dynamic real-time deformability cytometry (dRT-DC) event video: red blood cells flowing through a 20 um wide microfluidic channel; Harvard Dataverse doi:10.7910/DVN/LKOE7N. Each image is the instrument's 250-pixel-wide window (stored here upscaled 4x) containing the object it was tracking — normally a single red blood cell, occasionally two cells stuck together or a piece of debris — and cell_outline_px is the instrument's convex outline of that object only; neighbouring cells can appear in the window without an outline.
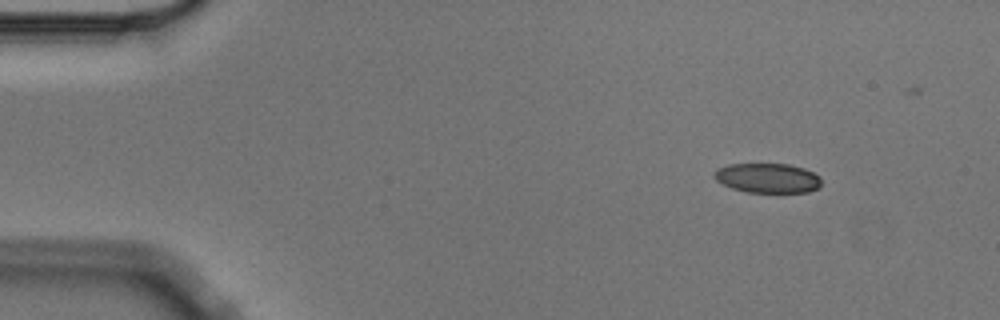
{"species": "Egyptian fruit bat (a non-hibernating species)", "species_latin": "Rousettus aegyptiacus", "temperature_condition": "cold", "stored_images_in_passage": 3, "camera_frame_rate_fps": 3000, "um_per_image_px": 0.085, "animal": {"sex": "male"}, "frame": {"image": 1, "passage_image": 1, "time_ms": 0.0, "image_size_px": [1000, 320], "cell_outline_px": [[820, 188], [808, 192], [748, 192], [732, 188], [716, 180], [712, 176], [712, 172], [716, 168], [728, 164], [788, 164], [804, 168], [820, 176]], "centroid_in_image_um": [65.22, 15.13], "position_along_channel_um": 19.8, "area_um2": 18.61}}
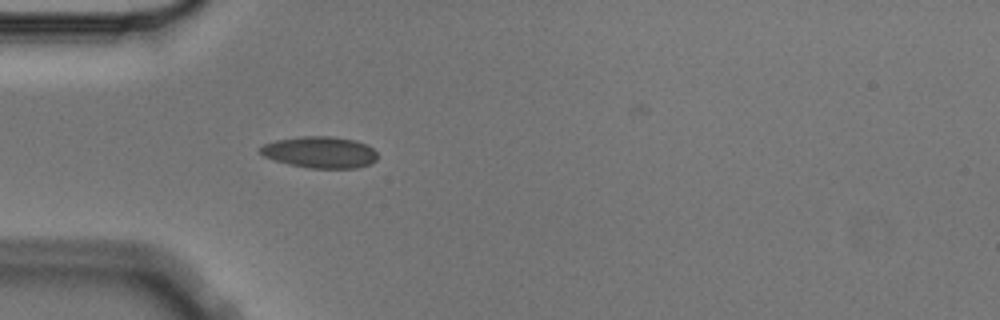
{"frame": {"image": 2, "passage_image": 3, "time_ms": 0.667, "image_size_px": [1000, 320], "cell_outline_px": [[376, 160], [368, 164], [356, 168], [308, 168], [288, 164], [264, 156], [260, 152], [260, 148], [264, 144], [276, 140], [300, 136], [328, 136], [356, 140], [368, 144], [376, 152]], "centroid_in_image_um": [27.21, 12.93], "position_along_channel_um": 57.8, "area_um2": 21.44}}